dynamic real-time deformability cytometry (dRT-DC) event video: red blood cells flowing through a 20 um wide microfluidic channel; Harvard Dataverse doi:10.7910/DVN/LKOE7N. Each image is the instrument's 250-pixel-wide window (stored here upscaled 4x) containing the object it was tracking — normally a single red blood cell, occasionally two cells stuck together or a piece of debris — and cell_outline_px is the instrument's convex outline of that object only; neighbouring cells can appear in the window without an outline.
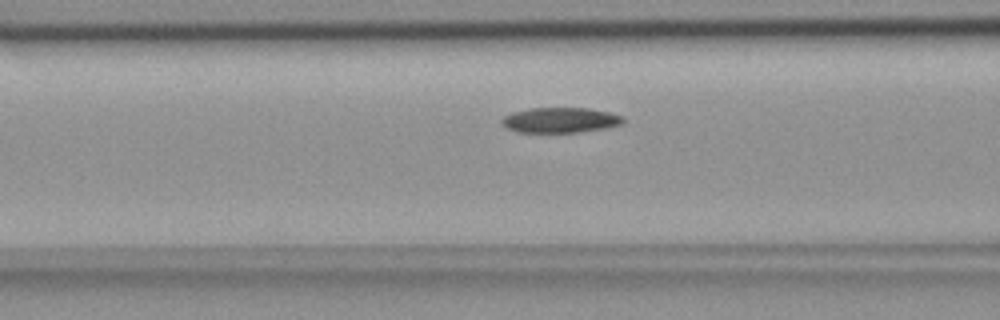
{"species": "common noctule bat (a hibernating species)", "species_latin": "Nyctalus noctula", "temperature_condition": "room temperature", "stored_images_in_passage": 43, "camera_frame_rate_fps": 3000, "um_per_image_px": 0.085, "animal": {"sex": "female", "body_mass_g": 18.4}, "frame": {"image": 1, "passage_image": 10, "time_ms": 3.0, "image_size_px": [1000, 320], "cell_outline_px": [[624, 124], [604, 128], [580, 132], [516, 132], [500, 124], [500, 120], [504, 116], [512, 112], [528, 108], [588, 108], [608, 112], [624, 116]], "centroid_in_image_um": [47.61, 10.21], "position_along_channel_um": 119.0, "area_um2": 17.98}}
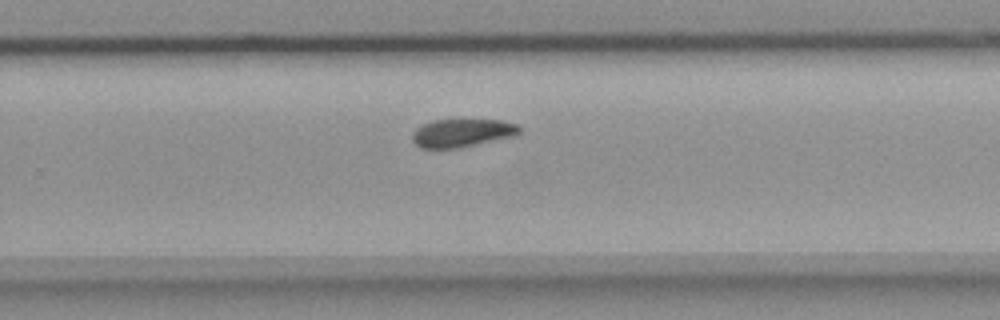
{"frame": {"image": 2, "passage_image": 24, "time_ms": 7.667, "image_size_px": [1000, 320], "cell_outline_px": [[520, 132], [516, 136], [456, 148], [420, 148], [412, 140], [412, 132], [420, 124], [432, 120], [500, 120], [516, 124], [520, 128]], "centroid_in_image_um": [39.24, 11.29], "position_along_channel_um": 290.6, "area_um2": 17.57}}
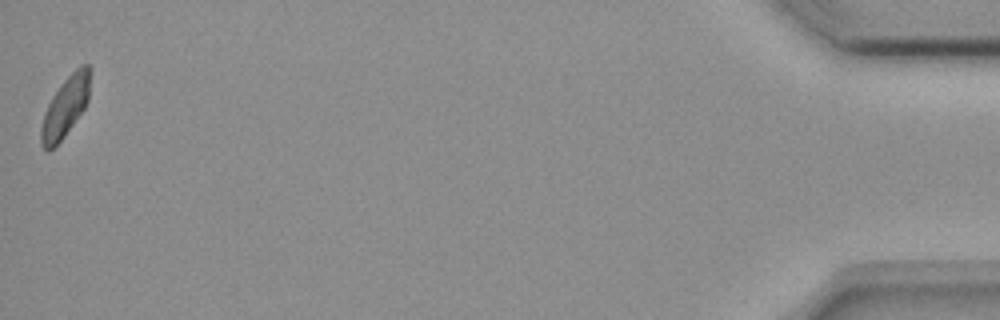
{"frame": {"image": 3, "passage_image": 43, "time_ms": 14.0, "image_size_px": [1000, 320], "cell_outline_px": [[92, 68], [88, 100], [84, 108], [64, 136], [48, 152], [40, 144], [40, 128], [44, 112], [52, 96], [60, 84], [80, 64], [88, 64]], "centroid_in_image_um": [5.56, 9.04], "position_along_channel_um": 429.6, "area_um2": 17.28}, "authors_computed_cell_mechanics": {"area_um2": 18.496, "velocity_mm_per_s": 3.6857, "shape_relaxation_time_tau1_ms": 4.2996, "shape_relaxation_time_tau2_ms": null, "deformation_change_tau1": 0.1122, "deformation_change_tau2": null}}